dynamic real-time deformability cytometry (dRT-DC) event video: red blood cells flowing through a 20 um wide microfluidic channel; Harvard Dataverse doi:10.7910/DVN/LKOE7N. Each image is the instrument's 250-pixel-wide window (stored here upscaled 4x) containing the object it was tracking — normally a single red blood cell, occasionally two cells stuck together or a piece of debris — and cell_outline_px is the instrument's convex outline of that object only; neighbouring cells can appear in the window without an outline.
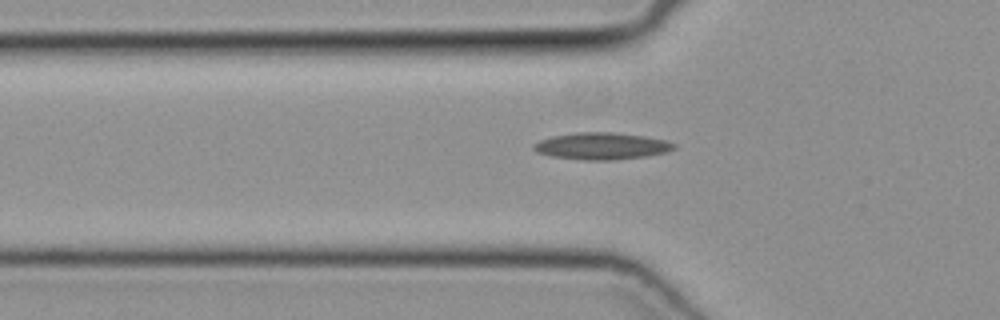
{"species": "common noctule bat (a hibernating species)", "species_latin": "Nyctalus noctula", "temperature_condition": "cold", "stored_images_in_passage": 37, "camera_frame_rate_fps": 3000, "um_per_image_px": 0.085, "animal": {"sex": "female", "body_mass_g": 19.3, "forearm_length_mm": 54.1}, "frame": {"image": 1, "passage_image": 4, "time_ms": 1.0, "image_size_px": [1000, 320], "cell_outline_px": [[676, 148], [664, 152], [644, 156], [612, 160], [584, 160], [552, 156], [536, 152], [532, 148], [532, 144], [540, 140], [552, 136], [576, 132], [612, 132], [644, 136], [664, 140], [676, 144]], "centroid_in_image_um": [51.09, 12.41], "position_along_channel_um": 74.7, "area_um2": 21.85}}
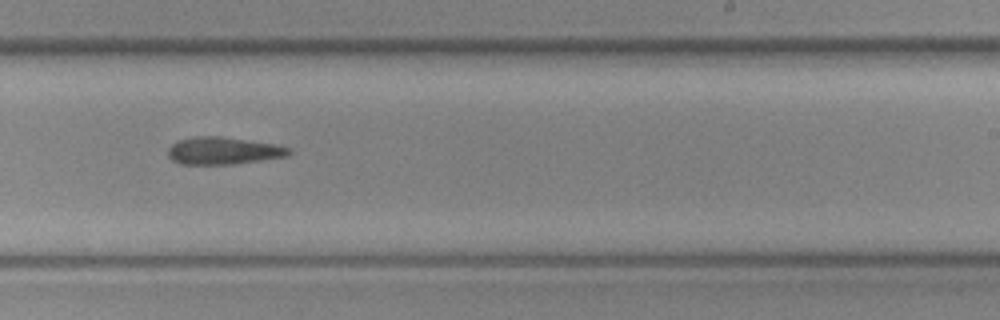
{"frame": {"image": 2, "passage_image": 18, "time_ms": 5.667, "image_size_px": [1000, 320], "cell_outline_px": [[292, 152], [288, 156], [232, 164], [180, 164], [172, 160], [168, 156], [168, 148], [176, 140], [196, 136], [220, 136], [276, 144], [292, 148]], "centroid_in_image_um": [18.98, 12.8], "position_along_channel_um": 270.0, "area_um2": 19.36}}
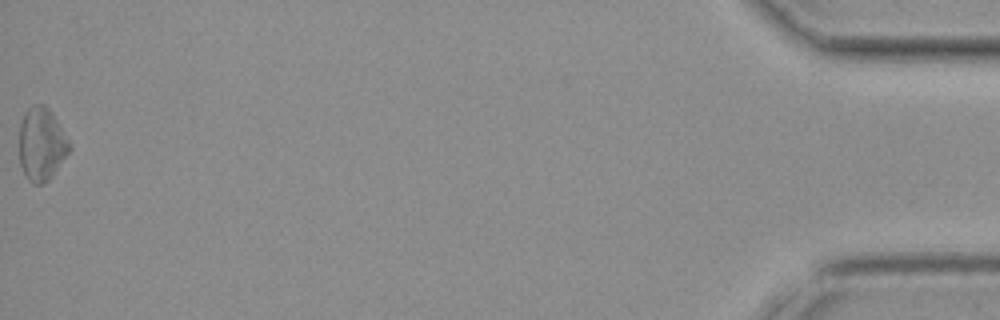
{"frame": {"image": 3, "passage_image": 37, "time_ms": 12.0, "image_size_px": [1000, 320], "cell_outline_px": [[72, 148], [48, 180], [44, 184], [32, 184], [24, 176], [20, 164], [20, 124], [24, 112], [32, 104], [44, 104], [52, 112], [72, 144]], "centroid_in_image_um": [3.54, 12.24], "position_along_channel_um": 431.7, "area_um2": 21.56}}